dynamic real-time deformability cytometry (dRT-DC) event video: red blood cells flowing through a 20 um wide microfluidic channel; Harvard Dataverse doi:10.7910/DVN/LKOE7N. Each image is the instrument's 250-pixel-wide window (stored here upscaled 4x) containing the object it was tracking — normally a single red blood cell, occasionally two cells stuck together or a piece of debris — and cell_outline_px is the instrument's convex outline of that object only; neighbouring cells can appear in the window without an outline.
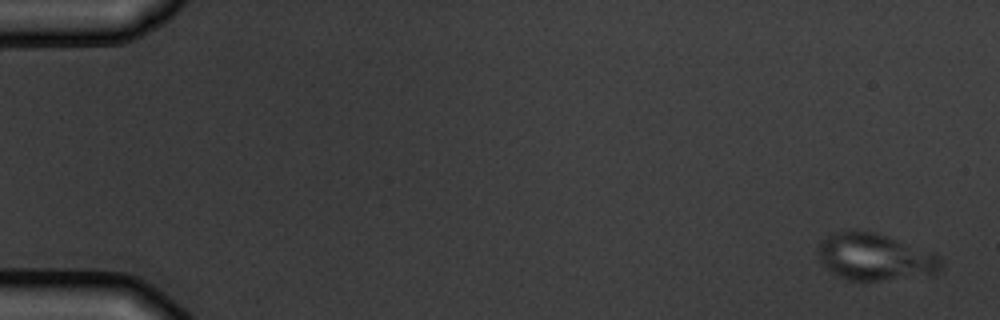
{"species": "common noctule bat (a hibernating species)", "species_latin": "Nyctalus noctula", "temperature_condition": "warm", "stored_images_in_passage": 5, "camera_frame_rate_fps": 3000, "um_per_image_px": 0.085, "animal": {"sex": "male", "body_mass_g": 19.5, "forearm_length_mm": 54.6}, "frame": {"image": 1, "passage_image": 1, "time_ms": 0.0, "image_size_px": [1000, 320], "cell_outline_px": [[944, 264], [932, 276], [876, 280], [848, 280], [824, 268], [820, 260], [820, 240], [832, 232], [856, 228], [872, 232], [936, 252]], "centroid_in_image_um": [74.39, 21.83], "position_along_channel_um": 10.6, "area_um2": 33.93}}